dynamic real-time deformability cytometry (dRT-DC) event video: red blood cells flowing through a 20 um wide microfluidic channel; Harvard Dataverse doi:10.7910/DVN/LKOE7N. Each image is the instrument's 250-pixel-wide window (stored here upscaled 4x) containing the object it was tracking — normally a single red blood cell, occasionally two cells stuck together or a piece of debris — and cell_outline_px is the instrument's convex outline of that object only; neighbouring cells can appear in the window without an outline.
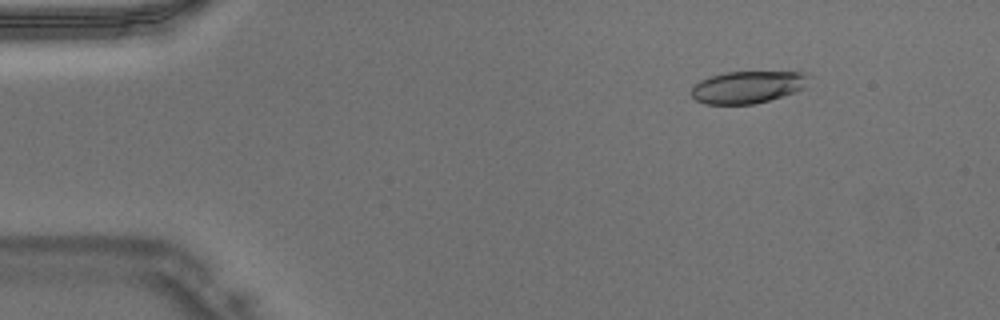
{"species": "Egyptian fruit bat (a non-hibernating species)", "species_latin": "Rousettus aegyptiacus", "temperature_condition": "warm", "stored_images_in_passage": 43, "camera_frame_rate_fps": 3000, "um_per_image_px": 0.085, "animal": {"sex": "male"}, "frame": {"image": 1, "passage_image": 3, "time_ms": 0.667, "image_size_px": [1000, 320], "cell_outline_px": [[812, 76], [804, 88], [768, 100], [752, 104], [704, 104], [696, 100], [692, 96], [692, 88], [700, 80], [708, 76], [724, 72], [804, 72]], "centroid_in_image_um": [63.54, 7.39], "position_along_channel_um": 21.5, "area_um2": 21.96}}
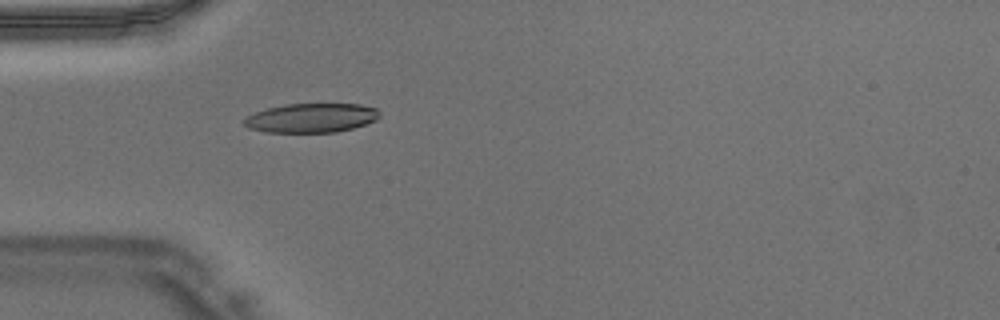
{"frame": {"image": 2, "passage_image": 11, "time_ms": 3.333, "image_size_px": [1000, 320], "cell_outline_px": [[380, 116], [376, 120], [352, 128], [336, 132], [268, 132], [248, 128], [240, 120], [256, 112], [268, 108], [284, 104], [360, 104], [376, 108], [380, 112]], "centroid_in_image_um": [26.45, 10.02], "position_along_channel_um": 58.5, "area_um2": 23.0}}
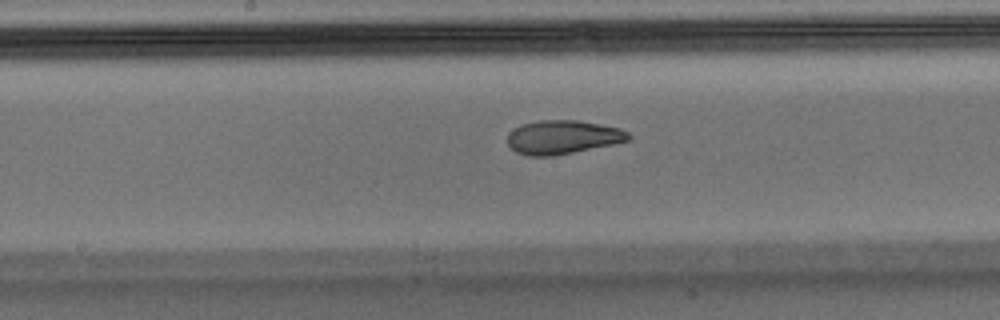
{"frame": {"image": 3, "passage_image": 21, "time_ms": 6.667, "image_size_px": [1000, 320], "cell_outline_px": [[632, 140], [552, 156], [528, 156], [516, 152], [508, 144], [508, 136], [520, 124], [536, 120], [580, 120], [620, 128], [628, 132], [632, 136]], "centroid_in_image_um": [47.86, 11.65], "position_along_channel_um": 200.3, "area_um2": 23.76}}